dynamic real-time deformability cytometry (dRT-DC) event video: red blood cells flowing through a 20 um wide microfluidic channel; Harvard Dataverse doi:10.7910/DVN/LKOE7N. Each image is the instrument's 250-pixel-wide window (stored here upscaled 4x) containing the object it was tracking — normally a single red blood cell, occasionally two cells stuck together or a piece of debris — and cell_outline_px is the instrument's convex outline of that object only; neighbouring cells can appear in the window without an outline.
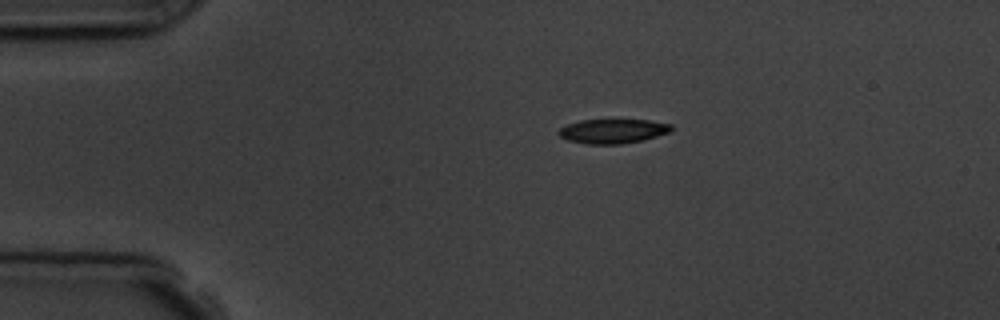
{"species": "common noctule bat (a hibernating species)", "species_latin": "Nyctalus noctula", "temperature_condition": "room temperature", "stored_images_in_passage": 2, "camera_frame_rate_fps": 3000, "um_per_image_px": 0.085, "animal": {"sex": "male", "body_mass_g": 19.5, "forearm_length_mm": 54.6}, "frame": {"image": 1, "passage_image": 1, "time_ms": 0.0, "image_size_px": [1000, 320], "cell_outline_px": [[672, 132], [640, 140], [620, 144], [588, 144], [568, 140], [560, 136], [556, 132], [560, 128], [568, 124], [580, 120], [648, 120], [672, 124]], "centroid_in_image_um": [52.09, 11.14], "position_along_channel_um": 32.9, "area_um2": 15.9}}